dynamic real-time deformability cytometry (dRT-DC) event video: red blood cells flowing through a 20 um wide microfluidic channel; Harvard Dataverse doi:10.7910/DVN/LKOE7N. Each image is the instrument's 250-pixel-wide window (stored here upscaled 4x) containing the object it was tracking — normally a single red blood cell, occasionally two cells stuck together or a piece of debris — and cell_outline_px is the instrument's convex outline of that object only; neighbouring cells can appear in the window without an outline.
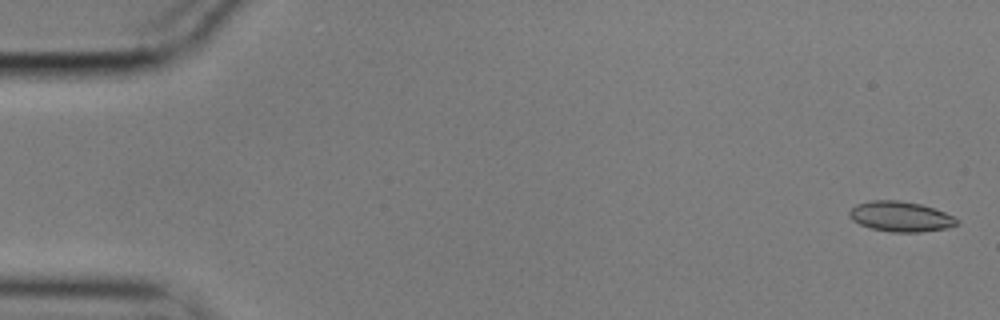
{"species": "common noctule bat (a hibernating species)", "species_latin": "Nyctalus noctula", "temperature_condition": "cold", "stored_images_in_passage": 57, "camera_frame_rate_fps": 3000, "um_per_image_px": 0.085, "animal": {"sex": "male", "body_mass_g": 17.9}, "frame": {"image": 1, "passage_image": 2, "time_ms": 0.333, "image_size_px": [1000, 320], "cell_outline_px": [[960, 220], [956, 224], [944, 228], [920, 232], [892, 232], [872, 228], [860, 224], [852, 220], [848, 216], [848, 212], [856, 204], [872, 200], [896, 200], [920, 204], [944, 212]], "centroid_in_image_um": [76.5, 18.4], "position_along_channel_um": 8.5, "area_um2": 18.67}}
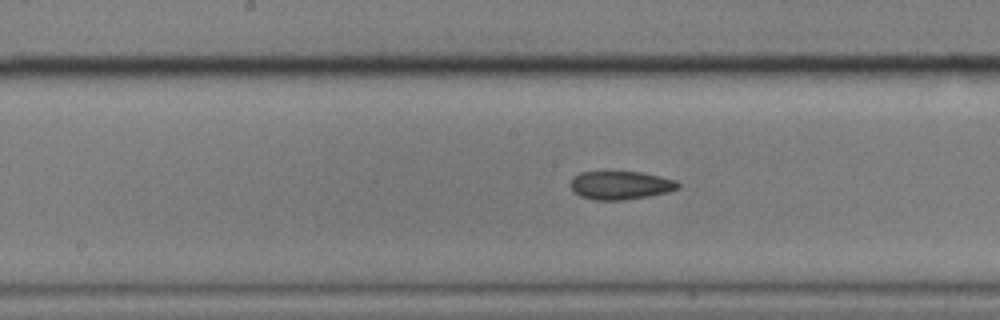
{"frame": {"image": 2, "passage_image": 29, "time_ms": 9.333, "image_size_px": [1000, 320], "cell_outline_px": [[680, 188], [668, 192], [648, 196], [624, 200], [592, 200], [580, 196], [568, 184], [572, 176], [580, 172], [608, 168], [640, 172], [660, 176], [676, 180], [680, 184]], "centroid_in_image_um": [52.69, 15.69], "position_along_channel_um": 195.5, "area_um2": 18.79}}
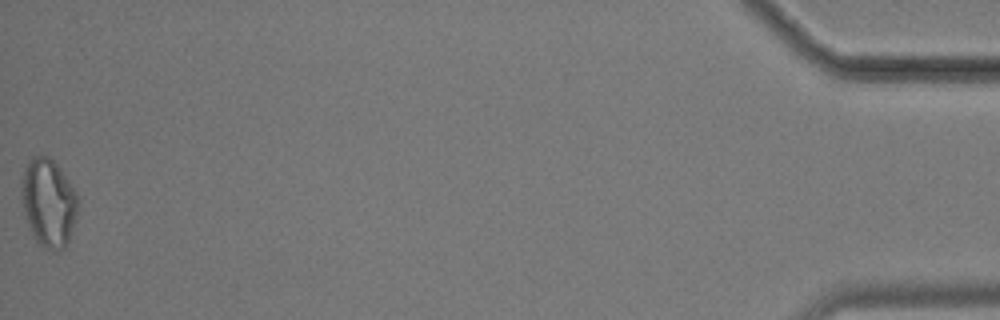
{"frame": {"image": 3, "passage_image": 57, "time_ms": 18.667, "image_size_px": [1000, 320], "cell_outline_px": [[80, 200], [76, 220], [68, 240], [64, 248], [52, 252], [44, 248], [32, 236], [24, 216], [20, 192], [20, 184], [24, 168], [28, 160], [32, 156], [48, 156], [60, 168], [76, 192]], "centroid_in_image_um": [4.11, 17.24], "position_along_channel_um": 431.1, "area_um2": 29.54}, "authors_computed_cell_mechanics": {"area_um2": 18.785, "velocity_mm_per_s": 3.5469, "shape_relaxation_time_tau1_ms": null, "shape_relaxation_time_tau2_ms": 7.8774, "deformation_change_tau1": null, "deformation_change_tau2": 0.1349}}